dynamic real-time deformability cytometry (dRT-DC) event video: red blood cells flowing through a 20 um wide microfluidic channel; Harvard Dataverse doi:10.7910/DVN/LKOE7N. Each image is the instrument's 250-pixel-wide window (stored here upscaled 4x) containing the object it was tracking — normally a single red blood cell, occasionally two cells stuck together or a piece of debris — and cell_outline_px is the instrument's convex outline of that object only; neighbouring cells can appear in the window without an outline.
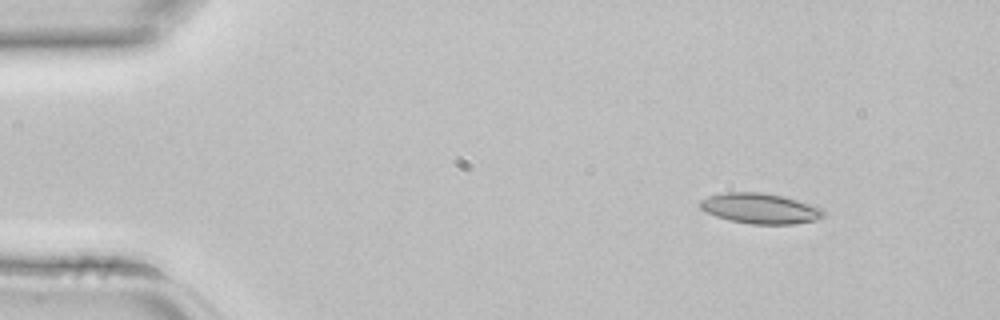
{"species": "common noctule bat (a hibernating species)", "species_latin": "Nyctalus noctula", "temperature_condition": "room temperature", "stored_images_in_passage": 3, "camera_frame_rate_fps": 3000, "um_per_image_px": 0.085, "animal": {"sex": "female", "body_mass_g": 22.7, "forearm_length_mm": 54.2}, "frame": {"image": 1, "passage_image": 1, "time_ms": 0.0, "image_size_px": [1000, 320], "cell_outline_px": [[824, 216], [816, 220], [792, 224], [752, 224], [728, 220], [704, 212], [700, 208], [700, 200], [708, 196], [724, 192], [764, 192], [784, 196], [820, 208], [824, 212]], "centroid_in_image_um": [64.56, 17.71], "position_along_channel_um": 20.4, "area_um2": 21.85}}
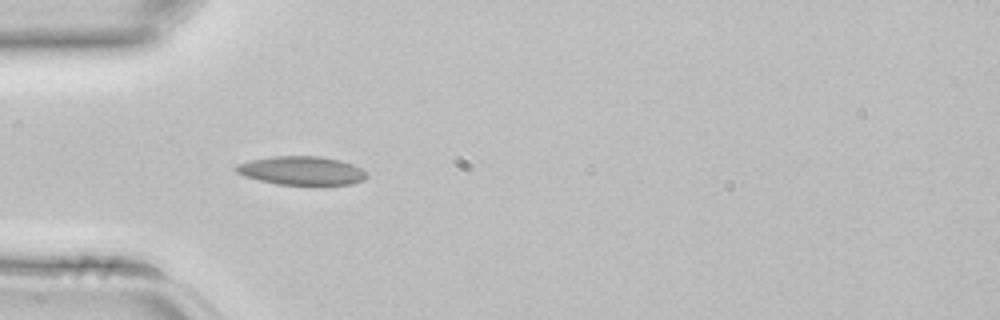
{"frame": {"image": 2, "passage_image": 3, "time_ms": 0.667, "image_size_px": [1000, 320], "cell_outline_px": [[368, 176], [364, 180], [352, 184], [320, 188], [276, 184], [244, 176], [236, 172], [232, 168], [236, 164], [252, 160], [272, 156], [320, 156], [340, 160], [352, 164], [368, 172]], "centroid_in_image_um": [25.69, 14.55], "position_along_channel_um": 59.3, "area_um2": 22.89}}